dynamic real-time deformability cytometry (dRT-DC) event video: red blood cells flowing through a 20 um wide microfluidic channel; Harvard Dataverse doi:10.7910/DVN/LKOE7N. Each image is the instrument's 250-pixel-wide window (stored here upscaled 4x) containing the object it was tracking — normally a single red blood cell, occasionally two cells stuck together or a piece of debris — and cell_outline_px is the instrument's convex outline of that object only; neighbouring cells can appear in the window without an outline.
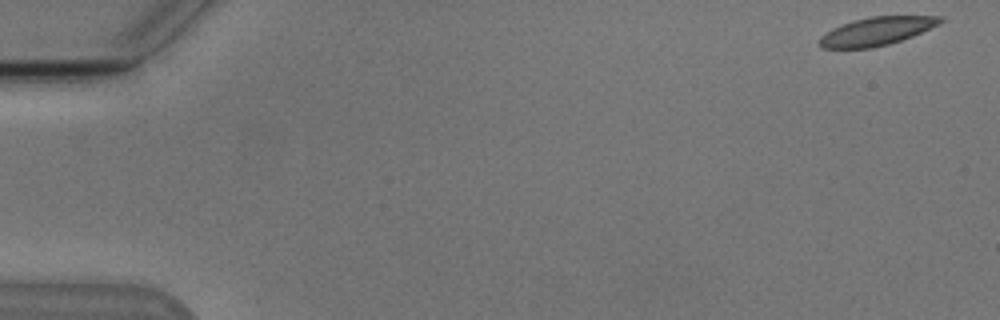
{"species": "Egyptian fruit bat (a non-hibernating species)", "species_latin": "Rousettus aegyptiacus", "temperature_condition": "cold", "stored_images_in_passage": 6, "camera_frame_rate_fps": 3000, "um_per_image_px": 0.085, "animal": {"sex": "male"}, "frame": {"image": 1, "passage_image": 1, "time_ms": 0.0, "image_size_px": [1000, 320], "cell_outline_px": [[944, 20], [912, 36], [888, 44], [872, 48], [820, 48], [816, 44], [820, 36], [832, 28], [852, 20], [872, 16], [944, 16]], "centroid_in_image_um": [74.42, 2.66], "position_along_channel_um": 10.6, "area_um2": 19.77}}
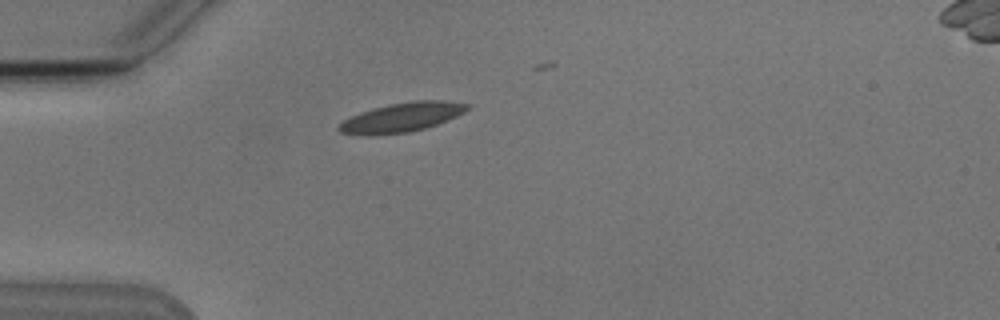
{"frame": {"image": 2, "passage_image": 5, "time_ms": 4.667, "image_size_px": [1000, 320], "cell_outline_px": [[468, 108], [464, 112], [456, 116], [436, 124], [424, 128], [408, 132], [368, 136], [340, 132], [336, 128], [344, 120], [360, 112], [372, 108], [388, 104], [412, 100], [444, 100], [468, 104]], "centroid_in_image_um": [34.11, 9.97], "position_along_channel_um": 50.9, "area_um2": 21.79}}